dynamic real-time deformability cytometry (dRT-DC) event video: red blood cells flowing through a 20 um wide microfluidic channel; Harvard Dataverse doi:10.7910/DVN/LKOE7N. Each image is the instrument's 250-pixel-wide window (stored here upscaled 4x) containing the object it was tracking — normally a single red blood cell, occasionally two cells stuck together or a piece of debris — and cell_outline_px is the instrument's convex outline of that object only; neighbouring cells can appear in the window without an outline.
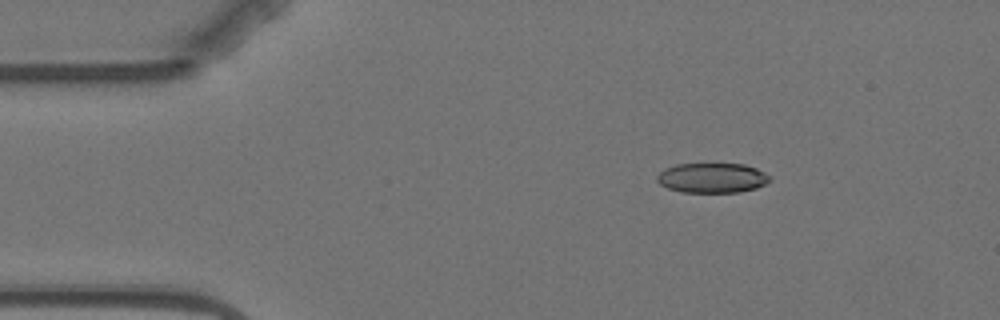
{"species": "Egyptian fruit bat (a non-hibernating species)", "species_latin": "Rousettus aegyptiacus", "temperature_condition": "warm", "stored_images_in_passage": 4, "camera_frame_rate_fps": 3000, "um_per_image_px": 0.085, "animal": {"sex": "female"}, "frame": {"image": 1, "passage_image": 2, "time_ms": 2.333, "image_size_px": [1000, 320], "cell_outline_px": [[772, 180], [756, 188], [740, 192], [680, 192], [668, 188], [660, 184], [656, 180], [656, 176], [664, 168], [676, 164], [744, 164], [756, 168], [772, 176]], "centroid_in_image_um": [60.54, 15.12], "position_along_channel_um": 24.5, "area_um2": 19.77}}